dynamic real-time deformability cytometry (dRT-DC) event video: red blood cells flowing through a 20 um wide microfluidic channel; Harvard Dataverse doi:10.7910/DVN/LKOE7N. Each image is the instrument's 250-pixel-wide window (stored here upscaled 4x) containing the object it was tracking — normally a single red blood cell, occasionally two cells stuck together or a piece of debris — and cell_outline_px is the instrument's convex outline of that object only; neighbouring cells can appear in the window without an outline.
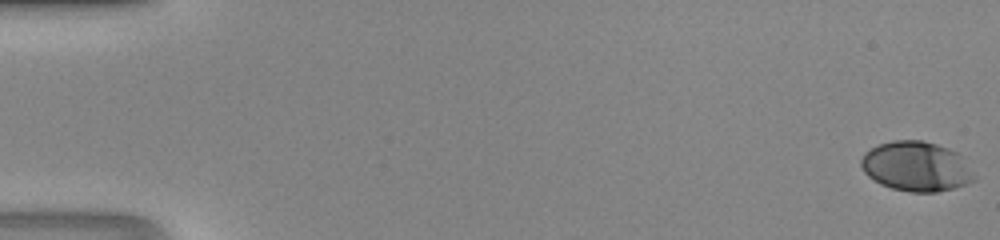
{"species": "human", "species_latin": "Homo sapiens", "temperature_condition": "room temperature", "stored_images_in_passage": 49, "camera_frame_rate_fps": 3000, "um_per_image_px": 0.085, "donor": {"sex": "male"}, "frame": {"image": 1, "passage_image": 1, "time_ms": 0.0, "image_size_px": [1000, 240], "cell_outline_px": [[976, 180], [968, 184], [936, 192], [912, 192], [892, 188], [880, 184], [868, 176], [864, 172], [860, 164], [860, 160], [864, 152], [880, 144], [892, 140], [920, 140], [936, 144], [948, 148], [956, 152], [960, 156], [976, 176]], "centroid_in_image_um": [77.87, 14.15], "position_along_channel_um": 7.1, "area_um2": 32.71}}
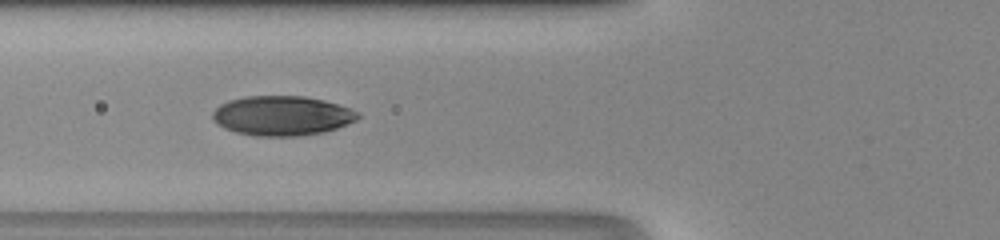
{"frame": {"image": 2, "passage_image": 20, "time_ms": 6.333, "image_size_px": [1000, 240], "cell_outline_px": [[360, 116], [356, 120], [348, 124], [324, 132], [296, 136], [256, 136], [236, 132], [224, 128], [216, 124], [212, 120], [212, 112], [220, 104], [228, 100], [244, 96], [304, 96], [324, 100], [360, 112]], "centroid_in_image_um": [23.94, 9.83], "position_along_channel_um": 101.9, "area_um2": 33.7}}
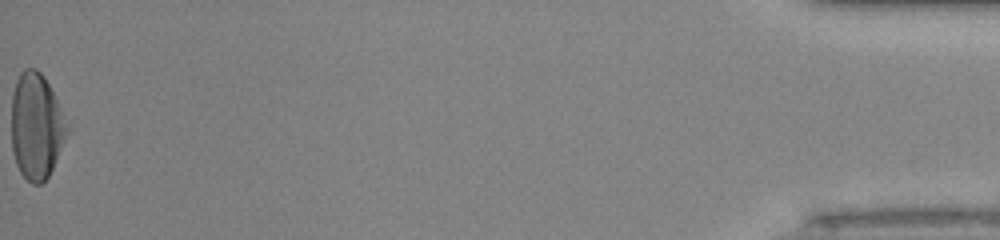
{"frame": {"image": 3, "passage_image": 49, "time_ms": 16.0, "image_size_px": [1000, 240], "cell_outline_px": [[68, 128], [52, 168], [48, 176], [40, 184], [32, 184], [20, 172], [16, 164], [12, 152], [12, 96], [16, 80], [20, 72], [24, 68], [36, 68], [44, 76], [56, 100]], "centroid_in_image_um": [3.04, 10.71], "position_along_channel_um": 432.2, "area_um2": 33.64}}